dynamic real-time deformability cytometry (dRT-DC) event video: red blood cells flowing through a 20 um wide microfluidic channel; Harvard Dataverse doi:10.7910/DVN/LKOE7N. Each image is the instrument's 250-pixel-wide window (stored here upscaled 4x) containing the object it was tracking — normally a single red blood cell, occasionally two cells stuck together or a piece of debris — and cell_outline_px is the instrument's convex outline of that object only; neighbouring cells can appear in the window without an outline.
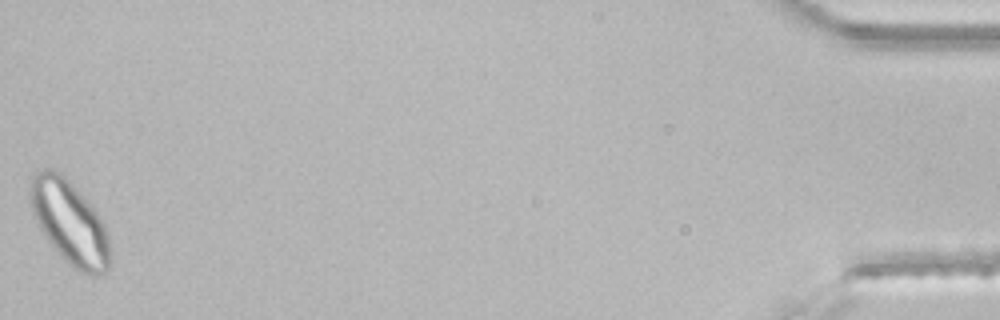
{"species": "common noctule bat (a hibernating species)", "species_latin": "Nyctalus noctula", "temperature_condition": "room temperature", "stored_images_in_passage": 44, "segment_of_instrument_passage": [2, 2], "camera_frame_rate_fps": 3000, "um_per_image_px": 0.085, "animal": {"sex": "male", "body_mass_g": 21.5, "forearm_length_mm": 52.0}, "frame": {"image": 1, "passage_image": 44, "time_ms": 14.333, "image_size_px": [1000, 320], "cell_outline_px": [[112, 260], [108, 272], [104, 276], [88, 276], [80, 272], [64, 260], [44, 236], [40, 228], [32, 208], [28, 192], [28, 184], [32, 176], [36, 172], [44, 168], [60, 172], [88, 200], [100, 216], [104, 224], [108, 236], [112, 252]], "centroid_in_image_um": [5.97, 18.96], "position_along_channel_um": 429.2, "area_um2": 39.59}}